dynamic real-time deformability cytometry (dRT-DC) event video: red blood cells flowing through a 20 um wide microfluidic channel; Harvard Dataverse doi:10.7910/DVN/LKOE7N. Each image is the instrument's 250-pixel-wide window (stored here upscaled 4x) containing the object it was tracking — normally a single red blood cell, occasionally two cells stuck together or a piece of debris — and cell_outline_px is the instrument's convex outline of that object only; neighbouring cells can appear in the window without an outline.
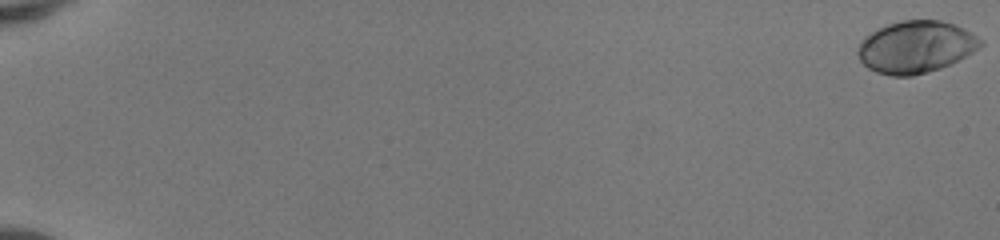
{"species": "human", "species_latin": "Homo sapiens", "temperature_condition": "room temperature", "stored_images_in_passage": 52, "camera_frame_rate_fps": 3000, "um_per_image_px": 0.085, "donor": {"sex": "female"}, "frame": {"image": 1, "passage_image": 1, "time_ms": 0.0, "image_size_px": [1000, 240], "cell_outline_px": [[984, 44], [980, 48], [940, 68], [928, 72], [912, 76], [892, 76], [876, 72], [868, 68], [860, 60], [856, 52], [856, 48], [864, 36], [888, 24], [900, 20], [940, 20], [964, 28], [984, 40]], "centroid_in_image_um": [77.83, 3.99], "position_along_channel_um": 7.2, "area_um2": 37.22}}
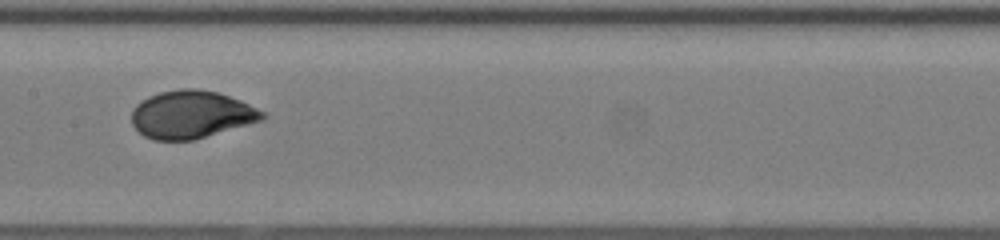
{"frame": {"image": 2, "passage_image": 30, "time_ms": 9.667, "image_size_px": [1000, 240], "cell_outline_px": [[268, 116], [264, 120], [192, 140], [152, 140], [144, 136], [132, 124], [132, 108], [136, 104], [148, 96], [160, 92], [180, 88], [196, 88], [216, 92], [240, 100], [264, 112]], "centroid_in_image_um": [16.25, 9.73], "position_along_channel_um": 191.1, "area_um2": 36.36}}
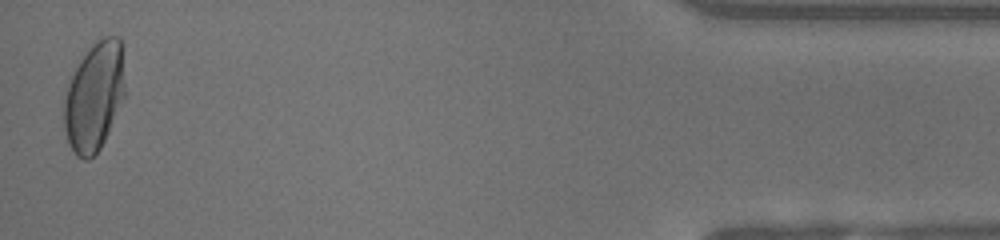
{"frame": {"image": 3, "passage_image": 52, "time_ms": 17.0, "image_size_px": [1000, 240], "cell_outline_px": [[124, 96], [108, 132], [100, 148], [88, 160], [84, 160], [76, 156], [68, 144], [64, 128], [64, 100], [68, 76], [92, 40], [104, 36], [120, 36], [124, 84]], "centroid_in_image_um": [7.96, 8.15], "position_along_channel_um": 427.2, "area_um2": 39.19}, "authors_computed_cell_mechanics": {"area_um2": 36.0094, "velocity_mm_per_s": 4.1701, "shape_relaxation_time_tau1_ms": 3.1945, "shape_relaxation_time_tau2_ms": null, "deformation_change_tau1": 0.1712, "deformation_change_tau2": null}}